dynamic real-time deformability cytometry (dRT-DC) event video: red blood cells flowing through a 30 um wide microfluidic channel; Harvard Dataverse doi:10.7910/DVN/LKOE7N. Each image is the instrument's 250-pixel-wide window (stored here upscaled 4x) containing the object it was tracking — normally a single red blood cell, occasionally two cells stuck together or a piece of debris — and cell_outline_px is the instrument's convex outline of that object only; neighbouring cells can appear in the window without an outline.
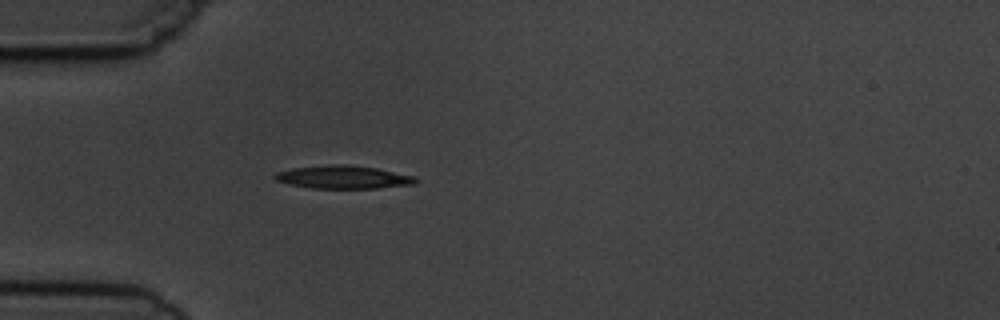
{"species": "common noctule bat (a hibernating species)", "species_latin": "Nyctalus noctula", "temperature_condition": "cold", "stored_images_in_passage": 6, "camera_frame_rate_fps": 3000, "um_per_image_px": 0.085, "animal": {"sex": "male", "body_mass_g": 19.5, "forearm_length_mm": 54.6}, "frame": {"image": 1, "passage_image": 6, "time_ms": 6.667, "image_size_px": [1000, 320], "cell_outline_px": [[420, 180], [412, 184], [376, 188], [312, 188], [292, 184], [276, 180], [272, 176], [276, 172], [292, 168], [332, 164], [344, 164], [376, 168], [416, 176]], "centroid_in_image_um": [29.19, 15.05], "position_along_channel_um": 55.8, "area_um2": 18.79}}